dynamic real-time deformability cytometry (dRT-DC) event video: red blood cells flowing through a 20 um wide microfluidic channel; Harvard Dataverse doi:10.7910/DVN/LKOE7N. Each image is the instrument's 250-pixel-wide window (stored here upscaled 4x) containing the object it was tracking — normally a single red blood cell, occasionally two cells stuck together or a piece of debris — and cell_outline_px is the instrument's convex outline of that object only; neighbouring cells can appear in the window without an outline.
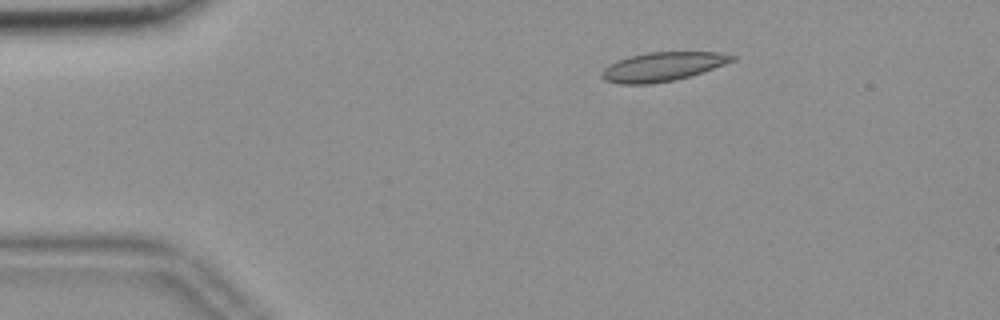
{"species": "common noctule bat (a hibernating species)", "species_latin": "Nyctalus noctula", "temperature_condition": "room temperature", "stored_images_in_passage": 48, "camera_frame_rate_fps": 3000, "um_per_image_px": 0.085, "animal": {"sex": "female", "body_mass_g": 18.4}, "frame": {"image": 1, "passage_image": 2, "time_ms": 0.333, "image_size_px": [1000, 320], "cell_outline_px": [[736, 60], [688, 76], [672, 80], [652, 84], [620, 84], [604, 80], [600, 76], [600, 72], [608, 64], [616, 60], [628, 56], [648, 52], [720, 52], [736, 56]], "centroid_in_image_um": [56.25, 5.66], "position_along_channel_um": 28.8, "area_um2": 21.96}}
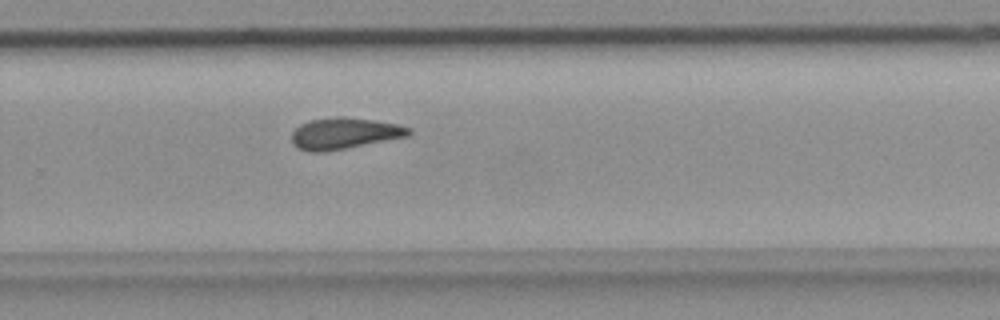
{"frame": {"image": 2, "passage_image": 29, "time_ms": 9.333, "image_size_px": [1000, 320], "cell_outline_px": [[412, 132], [408, 136], [324, 152], [308, 152], [296, 148], [292, 144], [292, 132], [300, 124], [308, 120], [340, 116], [344, 116], [376, 120], [396, 124], [412, 128]], "centroid_in_image_um": [29.24, 11.33], "position_along_channel_um": 300.6, "area_um2": 21.5}}
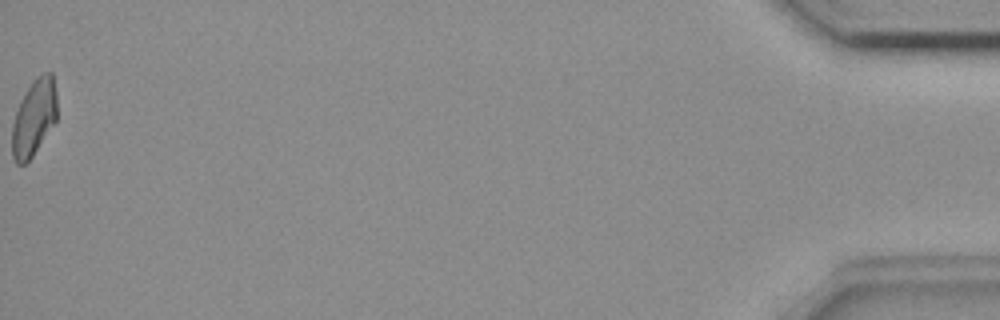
{"frame": {"image": 3, "passage_image": 48, "time_ms": 15.667, "image_size_px": [1000, 320], "cell_outline_px": [[56, 120], [32, 156], [24, 164], [16, 164], [12, 156], [12, 124], [20, 100], [32, 80], [36, 76], [44, 72], [52, 72], [56, 92]], "centroid_in_image_um": [2.87, 9.96], "position_along_channel_um": 432.3, "area_um2": 19.94}, "authors_computed_cell_mechanics": {"area_um2": 21.1259, "velocity_mm_per_s": 3.6641, "shape_relaxation_time_tau1_ms": null, "shape_relaxation_time_tau2_ms": 4.1165, "deformation_change_tau1": null, "deformation_change_tau2": 0.0965}}